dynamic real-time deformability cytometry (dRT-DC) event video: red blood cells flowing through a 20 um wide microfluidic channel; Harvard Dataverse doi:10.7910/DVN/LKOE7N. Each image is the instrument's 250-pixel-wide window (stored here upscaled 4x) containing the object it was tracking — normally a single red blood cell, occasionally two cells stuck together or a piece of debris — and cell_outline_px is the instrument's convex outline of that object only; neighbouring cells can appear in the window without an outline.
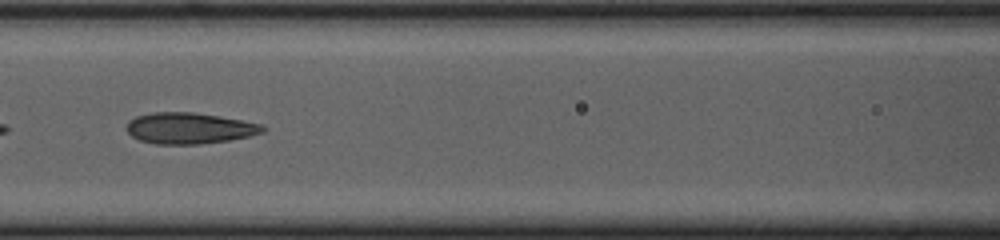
{"species": "common noctule bat (a hibernating species)", "species_latin": "Nyctalus noctula", "temperature_condition": "cold", "stored_images_in_passage": 38, "camera_frame_rate_fps": 3000, "um_per_image_px": 0.085, "animal": {"sex": "female", "body_mass_g": 23.0, "forearm_length_mm": 53.4}, "frame": {"image": 1, "passage_image": 22, "time_ms": 7.0, "image_size_px": [1000, 240], "cell_outline_px": [[268, 128], [264, 132], [248, 136], [228, 140], [200, 144], [156, 144], [140, 140], [132, 136], [128, 132], [128, 120], [136, 116], [152, 112], [192, 112], [220, 116], [260, 124]], "centroid_in_image_um": [16.09, 10.89], "position_along_channel_um": 150.5, "area_um2": 24.57}}
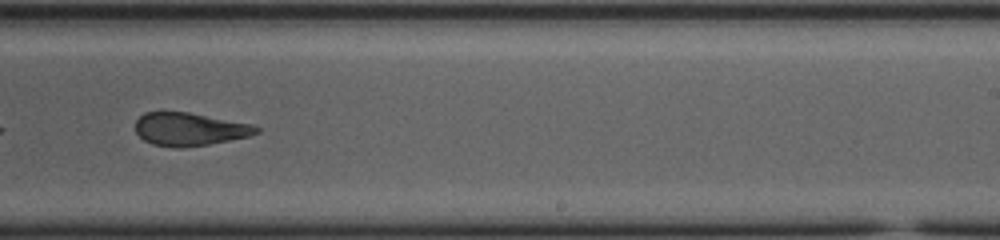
{"frame": {"image": 2, "passage_image": 32, "time_ms": 10.333, "image_size_px": [1000, 240], "cell_outline_px": [[260, 132], [248, 136], [208, 144], [180, 148], [172, 148], [152, 144], [144, 140], [136, 132], [136, 120], [144, 112], [188, 112], [252, 124], [260, 128]], "centroid_in_image_um": [16.1, 10.98], "position_along_channel_um": 272.9, "area_um2": 23.18}}
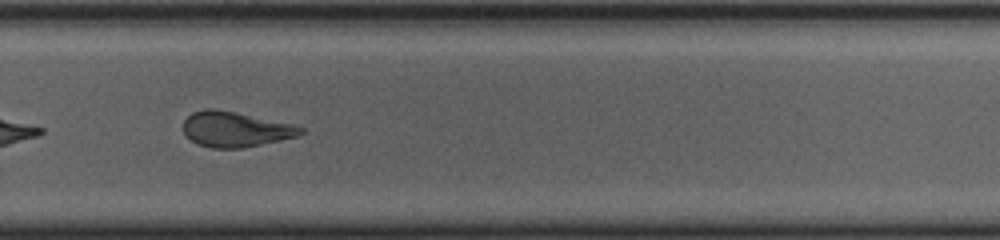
{"frame": {"image": 3, "passage_image": 35, "time_ms": 11.333, "image_size_px": [1000, 240], "cell_outline_px": [[304, 132], [296, 136], [280, 140], [244, 148], [212, 148], [196, 144], [184, 132], [184, 120], [192, 112], [204, 108], [216, 108], [236, 112], [292, 124], [304, 128]], "centroid_in_image_um": [19.98, 10.98], "position_along_channel_um": 309.8, "area_um2": 24.04}}